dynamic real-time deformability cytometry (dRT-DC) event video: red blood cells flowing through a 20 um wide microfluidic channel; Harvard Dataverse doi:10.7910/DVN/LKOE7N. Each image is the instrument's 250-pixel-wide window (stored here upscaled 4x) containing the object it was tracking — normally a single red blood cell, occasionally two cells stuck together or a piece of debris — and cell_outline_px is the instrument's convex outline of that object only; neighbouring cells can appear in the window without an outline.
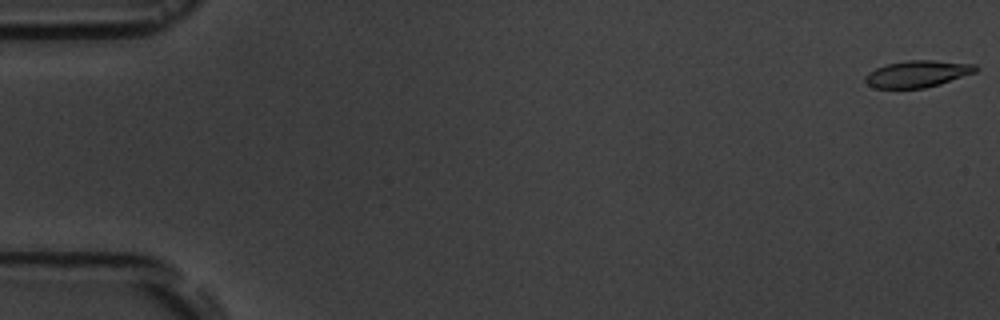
{"species": "common noctule bat (a hibernating species)", "species_latin": "Nyctalus noctula", "temperature_condition": "room temperature", "stored_images_in_passage": 6, "camera_frame_rate_fps": 3000, "um_per_image_px": 0.085, "animal": {"sex": "male", "body_mass_g": 19.5, "forearm_length_mm": 54.6}, "frame": {"image": 1, "passage_image": 1, "time_ms": 0.0, "image_size_px": [1000, 320], "cell_outline_px": [[980, 68], [976, 72], [940, 84], [924, 88], [876, 88], [868, 84], [864, 80], [864, 76], [868, 72], [876, 68], [888, 64], [908, 60], [932, 60], [976, 64]], "centroid_in_image_um": [78.01, 6.27], "position_along_channel_um": 7.0, "area_um2": 17.22}}
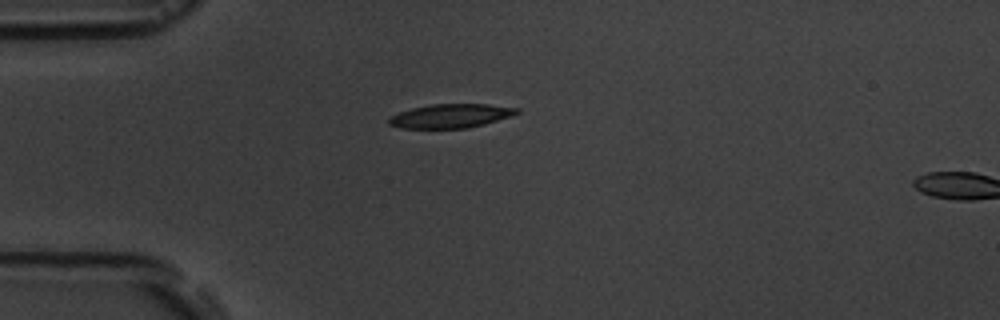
{"frame": {"image": 2, "passage_image": 5, "time_ms": 4.667, "image_size_px": [1000, 320], "cell_outline_px": [[520, 112], [512, 116], [484, 124], [468, 128], [400, 128], [388, 124], [388, 120], [392, 116], [400, 112], [412, 108], [432, 104], [488, 104], [520, 108]], "centroid_in_image_um": [38.35, 9.85], "position_along_channel_um": 46.7, "area_um2": 17.8}}